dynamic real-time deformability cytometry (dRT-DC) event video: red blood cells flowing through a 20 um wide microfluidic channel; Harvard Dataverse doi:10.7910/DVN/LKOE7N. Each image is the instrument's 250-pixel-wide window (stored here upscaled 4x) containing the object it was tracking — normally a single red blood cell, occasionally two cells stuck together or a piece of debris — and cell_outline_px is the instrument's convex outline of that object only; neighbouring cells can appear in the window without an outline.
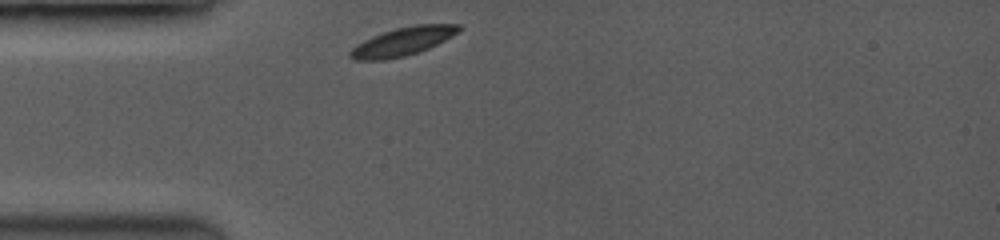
{"species": "common noctule bat (a hibernating species)", "species_latin": "Nyctalus noctula", "temperature_condition": "room temperature", "stored_images_in_passage": 46, "camera_frame_rate_fps": 3500, "um_per_image_px": 0.085, "animal": {"sex": "female", "body_mass_g": 19.0, "forearm_length_mm": 53.3}, "frame": {"image": 1, "passage_image": 1, "time_ms": 0.0, "image_size_px": [1000, 240], "cell_outline_px": [[464, 28], [460, 32], [428, 48], [404, 56], [384, 60], [356, 60], [348, 56], [348, 52], [356, 44], [372, 36], [396, 28], [412, 24], [460, 24]], "centroid_in_image_um": [34.24, 3.51], "position_along_channel_um": 50.8, "area_um2": 17.98}}
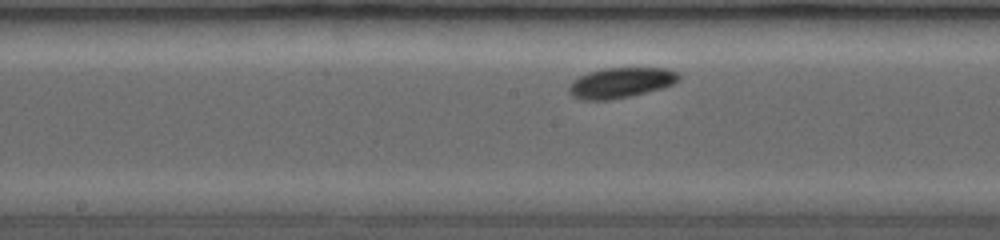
{"frame": {"image": 2, "passage_image": 20, "time_ms": 4.0, "image_size_px": [1000, 240], "cell_outline_px": [[680, 80], [672, 84], [660, 88], [628, 96], [608, 100], [588, 100], [576, 96], [568, 92], [568, 88], [572, 80], [588, 72], [604, 68], [668, 68], [680, 72]], "centroid_in_image_um": [52.79, 7.0], "position_along_channel_um": 195.4, "area_um2": 19.19}}
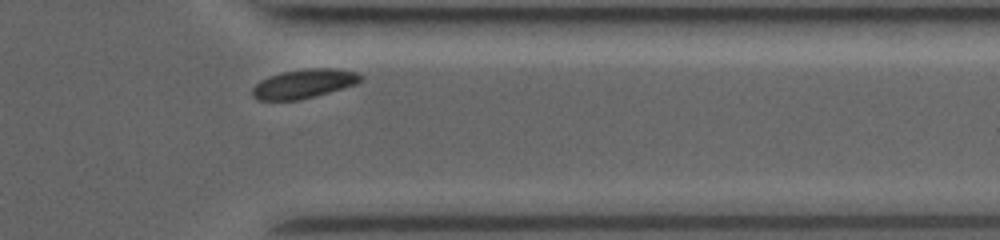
{"frame": {"image": 3, "passage_image": 40, "time_ms": 8.857, "image_size_px": [1000, 240], "cell_outline_px": [[364, 76], [360, 80], [352, 84], [328, 92], [300, 100], [260, 100], [252, 96], [252, 88], [256, 84], [272, 76], [284, 72], [312, 68], [332, 68], [356, 72]], "centroid_in_image_um": [25.81, 7.12], "position_along_channel_um": 385.6, "area_um2": 17.69}, "authors_computed_cell_mechanics": {"area_um2": 18.1492, "velocity_mm_per_s": 3.8911, "shape_relaxation_time_tau1_ms": 0.9384, "shape_relaxation_time_tau2_ms": null, "deformation_change_tau1": 0.0359, "deformation_change_tau2": null}}